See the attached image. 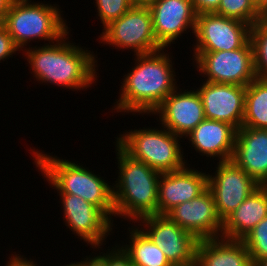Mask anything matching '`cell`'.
I'll list each match as a JSON object with an SVG mask.
<instances>
[{
  "mask_svg": "<svg viewBox=\"0 0 267 266\" xmlns=\"http://www.w3.org/2000/svg\"><path fill=\"white\" fill-rule=\"evenodd\" d=\"M70 31L56 42L30 46L23 50L22 55L39 83L74 89L72 91L91 88L99 77L96 72L98 56L89 48L83 49V46L68 41Z\"/></svg>",
  "mask_w": 267,
  "mask_h": 266,
  "instance_id": "cell-1",
  "label": "cell"
},
{
  "mask_svg": "<svg viewBox=\"0 0 267 266\" xmlns=\"http://www.w3.org/2000/svg\"><path fill=\"white\" fill-rule=\"evenodd\" d=\"M164 50L134 55L135 66L123 76L119 100L116 105L113 104L114 112L149 116L170 93L180 87L175 79L173 56Z\"/></svg>",
  "mask_w": 267,
  "mask_h": 266,
  "instance_id": "cell-2",
  "label": "cell"
},
{
  "mask_svg": "<svg viewBox=\"0 0 267 266\" xmlns=\"http://www.w3.org/2000/svg\"><path fill=\"white\" fill-rule=\"evenodd\" d=\"M115 145L119 169L112 185L115 217L126 218L125 221L135 224L143 217L157 214L161 173L133 159L117 143Z\"/></svg>",
  "mask_w": 267,
  "mask_h": 266,
  "instance_id": "cell-3",
  "label": "cell"
},
{
  "mask_svg": "<svg viewBox=\"0 0 267 266\" xmlns=\"http://www.w3.org/2000/svg\"><path fill=\"white\" fill-rule=\"evenodd\" d=\"M33 164L38 168L46 181L58 193L77 195L83 200L99 207L113 222L115 217L113 186L94 170L85 168L80 163L60 159L44 151L31 150Z\"/></svg>",
  "mask_w": 267,
  "mask_h": 266,
  "instance_id": "cell-4",
  "label": "cell"
},
{
  "mask_svg": "<svg viewBox=\"0 0 267 266\" xmlns=\"http://www.w3.org/2000/svg\"><path fill=\"white\" fill-rule=\"evenodd\" d=\"M45 3L31 0L12 2L2 25L19 50H25L28 44L31 46L30 42L34 40L39 42L42 39L49 44L56 42L70 30L59 5Z\"/></svg>",
  "mask_w": 267,
  "mask_h": 266,
  "instance_id": "cell-5",
  "label": "cell"
},
{
  "mask_svg": "<svg viewBox=\"0 0 267 266\" xmlns=\"http://www.w3.org/2000/svg\"><path fill=\"white\" fill-rule=\"evenodd\" d=\"M128 131L115 137V143L133 159L142 161L155 171L168 173L183 169L189 164L179 141L183 138L165 127H143Z\"/></svg>",
  "mask_w": 267,
  "mask_h": 266,
  "instance_id": "cell-6",
  "label": "cell"
},
{
  "mask_svg": "<svg viewBox=\"0 0 267 266\" xmlns=\"http://www.w3.org/2000/svg\"><path fill=\"white\" fill-rule=\"evenodd\" d=\"M192 54L193 62L196 64L193 66H196L199 75L207 82L246 87L257 77L251 40L242 48L235 50L193 52Z\"/></svg>",
  "mask_w": 267,
  "mask_h": 266,
  "instance_id": "cell-7",
  "label": "cell"
},
{
  "mask_svg": "<svg viewBox=\"0 0 267 266\" xmlns=\"http://www.w3.org/2000/svg\"><path fill=\"white\" fill-rule=\"evenodd\" d=\"M100 43L115 49L134 52V55L151 53L162 49L158 43L148 7L132 6L119 19L112 21L98 37Z\"/></svg>",
  "mask_w": 267,
  "mask_h": 266,
  "instance_id": "cell-8",
  "label": "cell"
},
{
  "mask_svg": "<svg viewBox=\"0 0 267 266\" xmlns=\"http://www.w3.org/2000/svg\"><path fill=\"white\" fill-rule=\"evenodd\" d=\"M137 222L140 224L136 225L160 247L173 266H195L199 240L192 233L178 226L167 215L154 214Z\"/></svg>",
  "mask_w": 267,
  "mask_h": 266,
  "instance_id": "cell-9",
  "label": "cell"
},
{
  "mask_svg": "<svg viewBox=\"0 0 267 266\" xmlns=\"http://www.w3.org/2000/svg\"><path fill=\"white\" fill-rule=\"evenodd\" d=\"M63 208L64 225L77 238L103 251L106 239L113 232V221L99 208L77 195L59 193Z\"/></svg>",
  "mask_w": 267,
  "mask_h": 266,
  "instance_id": "cell-10",
  "label": "cell"
},
{
  "mask_svg": "<svg viewBox=\"0 0 267 266\" xmlns=\"http://www.w3.org/2000/svg\"><path fill=\"white\" fill-rule=\"evenodd\" d=\"M251 25L215 13L197 14L193 52L242 48L250 40Z\"/></svg>",
  "mask_w": 267,
  "mask_h": 266,
  "instance_id": "cell-11",
  "label": "cell"
},
{
  "mask_svg": "<svg viewBox=\"0 0 267 266\" xmlns=\"http://www.w3.org/2000/svg\"><path fill=\"white\" fill-rule=\"evenodd\" d=\"M216 166L212 175L208 173V189L224 221L261 185L232 160L217 162Z\"/></svg>",
  "mask_w": 267,
  "mask_h": 266,
  "instance_id": "cell-12",
  "label": "cell"
},
{
  "mask_svg": "<svg viewBox=\"0 0 267 266\" xmlns=\"http://www.w3.org/2000/svg\"><path fill=\"white\" fill-rule=\"evenodd\" d=\"M193 89L188 91L177 87L152 113L159 116L161 126L181 138L206 119L201 97Z\"/></svg>",
  "mask_w": 267,
  "mask_h": 266,
  "instance_id": "cell-13",
  "label": "cell"
},
{
  "mask_svg": "<svg viewBox=\"0 0 267 266\" xmlns=\"http://www.w3.org/2000/svg\"><path fill=\"white\" fill-rule=\"evenodd\" d=\"M166 215L198 240L221 237L223 221L208 188L191 201L174 207Z\"/></svg>",
  "mask_w": 267,
  "mask_h": 266,
  "instance_id": "cell-14",
  "label": "cell"
},
{
  "mask_svg": "<svg viewBox=\"0 0 267 266\" xmlns=\"http://www.w3.org/2000/svg\"><path fill=\"white\" fill-rule=\"evenodd\" d=\"M148 8L155 37L163 48L168 50V46L188 33V29L194 35L197 12L192 0H158Z\"/></svg>",
  "mask_w": 267,
  "mask_h": 266,
  "instance_id": "cell-15",
  "label": "cell"
},
{
  "mask_svg": "<svg viewBox=\"0 0 267 266\" xmlns=\"http://www.w3.org/2000/svg\"><path fill=\"white\" fill-rule=\"evenodd\" d=\"M196 90L206 119L227 122L237 130L242 127L246 87L202 80V85Z\"/></svg>",
  "mask_w": 267,
  "mask_h": 266,
  "instance_id": "cell-16",
  "label": "cell"
},
{
  "mask_svg": "<svg viewBox=\"0 0 267 266\" xmlns=\"http://www.w3.org/2000/svg\"><path fill=\"white\" fill-rule=\"evenodd\" d=\"M189 166V167H188ZM208 188V172L183 169L161 173L158 184L157 214L166 215L171 209L198 197Z\"/></svg>",
  "mask_w": 267,
  "mask_h": 266,
  "instance_id": "cell-17",
  "label": "cell"
},
{
  "mask_svg": "<svg viewBox=\"0 0 267 266\" xmlns=\"http://www.w3.org/2000/svg\"><path fill=\"white\" fill-rule=\"evenodd\" d=\"M260 185L267 184V130L240 127L231 159Z\"/></svg>",
  "mask_w": 267,
  "mask_h": 266,
  "instance_id": "cell-18",
  "label": "cell"
},
{
  "mask_svg": "<svg viewBox=\"0 0 267 266\" xmlns=\"http://www.w3.org/2000/svg\"><path fill=\"white\" fill-rule=\"evenodd\" d=\"M236 132L237 129L227 122L205 119L185 139L188 138L200 156L222 162L232 159Z\"/></svg>",
  "mask_w": 267,
  "mask_h": 266,
  "instance_id": "cell-19",
  "label": "cell"
},
{
  "mask_svg": "<svg viewBox=\"0 0 267 266\" xmlns=\"http://www.w3.org/2000/svg\"><path fill=\"white\" fill-rule=\"evenodd\" d=\"M195 266H254L242 240L224 237L199 240Z\"/></svg>",
  "mask_w": 267,
  "mask_h": 266,
  "instance_id": "cell-20",
  "label": "cell"
},
{
  "mask_svg": "<svg viewBox=\"0 0 267 266\" xmlns=\"http://www.w3.org/2000/svg\"><path fill=\"white\" fill-rule=\"evenodd\" d=\"M267 217V186L261 185L224 221L221 237L242 240Z\"/></svg>",
  "mask_w": 267,
  "mask_h": 266,
  "instance_id": "cell-21",
  "label": "cell"
},
{
  "mask_svg": "<svg viewBox=\"0 0 267 266\" xmlns=\"http://www.w3.org/2000/svg\"><path fill=\"white\" fill-rule=\"evenodd\" d=\"M128 230L127 240L130 239L129 243L125 242L124 245L121 242V246L116 242V245L129 258L133 266H173L160 247L138 226L134 224L128 227Z\"/></svg>",
  "mask_w": 267,
  "mask_h": 266,
  "instance_id": "cell-22",
  "label": "cell"
},
{
  "mask_svg": "<svg viewBox=\"0 0 267 266\" xmlns=\"http://www.w3.org/2000/svg\"><path fill=\"white\" fill-rule=\"evenodd\" d=\"M242 127L267 130V79L256 77L246 86Z\"/></svg>",
  "mask_w": 267,
  "mask_h": 266,
  "instance_id": "cell-23",
  "label": "cell"
},
{
  "mask_svg": "<svg viewBox=\"0 0 267 266\" xmlns=\"http://www.w3.org/2000/svg\"><path fill=\"white\" fill-rule=\"evenodd\" d=\"M214 13L242 21L251 26L264 18L258 12L253 0H221L219 7Z\"/></svg>",
  "mask_w": 267,
  "mask_h": 266,
  "instance_id": "cell-24",
  "label": "cell"
},
{
  "mask_svg": "<svg viewBox=\"0 0 267 266\" xmlns=\"http://www.w3.org/2000/svg\"><path fill=\"white\" fill-rule=\"evenodd\" d=\"M250 40L254 51L256 76L267 79V18L251 26Z\"/></svg>",
  "mask_w": 267,
  "mask_h": 266,
  "instance_id": "cell-25",
  "label": "cell"
},
{
  "mask_svg": "<svg viewBox=\"0 0 267 266\" xmlns=\"http://www.w3.org/2000/svg\"><path fill=\"white\" fill-rule=\"evenodd\" d=\"M253 264L263 258H267V217L261 220L243 239Z\"/></svg>",
  "mask_w": 267,
  "mask_h": 266,
  "instance_id": "cell-26",
  "label": "cell"
},
{
  "mask_svg": "<svg viewBox=\"0 0 267 266\" xmlns=\"http://www.w3.org/2000/svg\"><path fill=\"white\" fill-rule=\"evenodd\" d=\"M97 16L105 28L112 21L119 19L132 6L131 0H95Z\"/></svg>",
  "mask_w": 267,
  "mask_h": 266,
  "instance_id": "cell-27",
  "label": "cell"
},
{
  "mask_svg": "<svg viewBox=\"0 0 267 266\" xmlns=\"http://www.w3.org/2000/svg\"><path fill=\"white\" fill-rule=\"evenodd\" d=\"M107 247L106 253L99 251L97 257L104 263V266H133L129 258L115 244L112 248Z\"/></svg>",
  "mask_w": 267,
  "mask_h": 266,
  "instance_id": "cell-28",
  "label": "cell"
},
{
  "mask_svg": "<svg viewBox=\"0 0 267 266\" xmlns=\"http://www.w3.org/2000/svg\"><path fill=\"white\" fill-rule=\"evenodd\" d=\"M16 52L20 53L21 51L15 46L7 29L0 24V63L1 61L7 60V58L13 57L12 55Z\"/></svg>",
  "mask_w": 267,
  "mask_h": 266,
  "instance_id": "cell-29",
  "label": "cell"
},
{
  "mask_svg": "<svg viewBox=\"0 0 267 266\" xmlns=\"http://www.w3.org/2000/svg\"><path fill=\"white\" fill-rule=\"evenodd\" d=\"M221 0H192L195 11L200 13H214L220 5Z\"/></svg>",
  "mask_w": 267,
  "mask_h": 266,
  "instance_id": "cell-30",
  "label": "cell"
},
{
  "mask_svg": "<svg viewBox=\"0 0 267 266\" xmlns=\"http://www.w3.org/2000/svg\"><path fill=\"white\" fill-rule=\"evenodd\" d=\"M16 252H14V255L11 254L9 257V260L7 261L5 266H37L38 264L35 263V261H33V259L29 258V260L25 257V256H21L18 254H15Z\"/></svg>",
  "mask_w": 267,
  "mask_h": 266,
  "instance_id": "cell-31",
  "label": "cell"
},
{
  "mask_svg": "<svg viewBox=\"0 0 267 266\" xmlns=\"http://www.w3.org/2000/svg\"><path fill=\"white\" fill-rule=\"evenodd\" d=\"M14 0H0V24L3 23L6 13L8 12Z\"/></svg>",
  "mask_w": 267,
  "mask_h": 266,
  "instance_id": "cell-32",
  "label": "cell"
},
{
  "mask_svg": "<svg viewBox=\"0 0 267 266\" xmlns=\"http://www.w3.org/2000/svg\"><path fill=\"white\" fill-rule=\"evenodd\" d=\"M83 260V266H104V263L95 255L91 257L89 255L88 257L85 256Z\"/></svg>",
  "mask_w": 267,
  "mask_h": 266,
  "instance_id": "cell-33",
  "label": "cell"
},
{
  "mask_svg": "<svg viewBox=\"0 0 267 266\" xmlns=\"http://www.w3.org/2000/svg\"><path fill=\"white\" fill-rule=\"evenodd\" d=\"M258 12L264 17L267 18V0H253Z\"/></svg>",
  "mask_w": 267,
  "mask_h": 266,
  "instance_id": "cell-34",
  "label": "cell"
},
{
  "mask_svg": "<svg viewBox=\"0 0 267 266\" xmlns=\"http://www.w3.org/2000/svg\"><path fill=\"white\" fill-rule=\"evenodd\" d=\"M133 6L149 7L158 0H131Z\"/></svg>",
  "mask_w": 267,
  "mask_h": 266,
  "instance_id": "cell-35",
  "label": "cell"
},
{
  "mask_svg": "<svg viewBox=\"0 0 267 266\" xmlns=\"http://www.w3.org/2000/svg\"><path fill=\"white\" fill-rule=\"evenodd\" d=\"M254 266H267V258L257 260Z\"/></svg>",
  "mask_w": 267,
  "mask_h": 266,
  "instance_id": "cell-36",
  "label": "cell"
},
{
  "mask_svg": "<svg viewBox=\"0 0 267 266\" xmlns=\"http://www.w3.org/2000/svg\"><path fill=\"white\" fill-rule=\"evenodd\" d=\"M61 266H83V261H81V262H71V263H68V264L61 265Z\"/></svg>",
  "mask_w": 267,
  "mask_h": 266,
  "instance_id": "cell-37",
  "label": "cell"
}]
</instances>
